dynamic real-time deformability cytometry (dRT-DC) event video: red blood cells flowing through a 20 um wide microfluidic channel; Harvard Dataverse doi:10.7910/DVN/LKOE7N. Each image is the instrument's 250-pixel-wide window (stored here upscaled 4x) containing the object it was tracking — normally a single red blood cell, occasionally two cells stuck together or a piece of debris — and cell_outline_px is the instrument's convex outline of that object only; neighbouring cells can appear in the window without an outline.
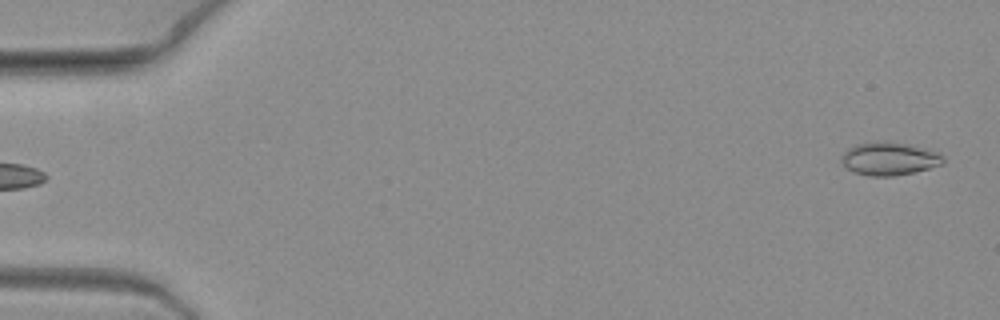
{"species": "common noctule bat (a hibernating species)", "species_latin": "Nyctalus noctula", "temperature_condition": "warm", "stored_images_in_passage": 6, "camera_frame_rate_fps": 3000, "um_per_image_px": 0.085, "animal": {"sex": "female", "body_mass_g": 19.3, "forearm_length_mm": 54.1}, "frame": {"image": 1, "passage_image": 6, "time_ms": 1.667, "image_size_px": [1000, 320], "cell_outline_px": [[944, 160], [940, 164], [928, 168], [912, 172], [892, 176], [872, 176], [856, 172], [848, 168], [844, 164], [840, 156], [848, 148], [856, 144], [872, 140], [880, 140], [912, 144], [940, 152]], "centroid_in_image_um": [75.58, 13.44], "position_along_channel_um": 9.4, "area_um2": 19.65}}